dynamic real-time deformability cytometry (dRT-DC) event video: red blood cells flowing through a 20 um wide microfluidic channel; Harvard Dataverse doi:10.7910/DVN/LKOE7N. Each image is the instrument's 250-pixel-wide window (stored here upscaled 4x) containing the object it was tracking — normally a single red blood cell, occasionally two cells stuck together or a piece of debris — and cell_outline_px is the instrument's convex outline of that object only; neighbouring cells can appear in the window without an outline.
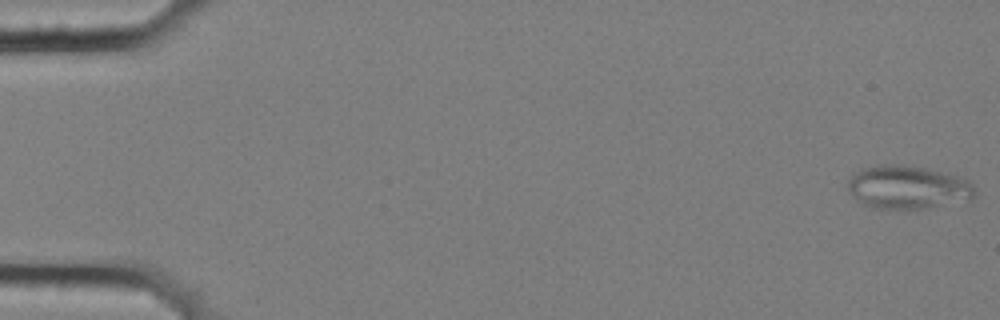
{"species": "common noctule bat (a hibernating species)", "species_latin": "Nyctalus noctula", "temperature_condition": "cold", "stored_images_in_passage": 57, "camera_frame_rate_fps": 3000, "um_per_image_px": 0.085, "animal": {"sex": "female", "body_mass_g": 25.1}, "frame": {"image": 1, "passage_image": 1, "time_ms": 0.0, "image_size_px": [1000, 320], "cell_outline_px": [[976, 196], [968, 200], [920, 208], [872, 208], [856, 200], [848, 188], [848, 180], [860, 168], [876, 164], [904, 164], [924, 168], [956, 176], [968, 180], [972, 184]], "centroid_in_image_um": [77.11, 15.9], "position_along_channel_um": 7.9, "area_um2": 31.73}}
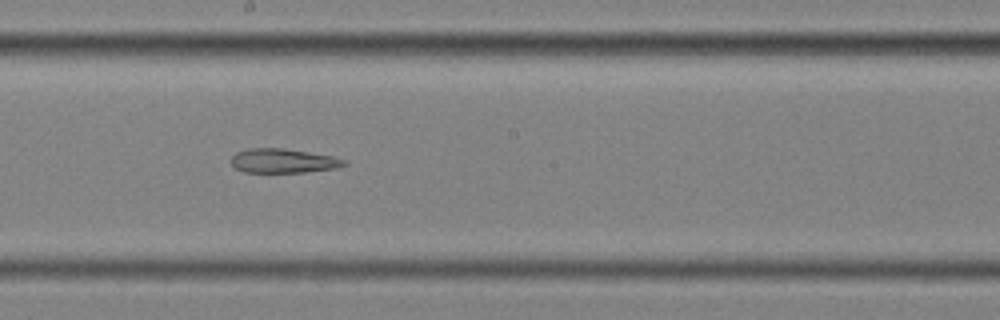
{"frame": {"image": 2, "passage_image": 32, "time_ms": 10.333, "image_size_px": [1000, 320], "cell_outline_px": [[348, 164], [336, 168], [304, 172], [244, 172], [236, 168], [232, 164], [232, 156], [236, 152], [248, 148], [284, 148], [332, 156], [344, 160]], "centroid_in_image_um": [24.06, 13.66], "position_along_channel_um": 224.1, "area_um2": 15.84}}
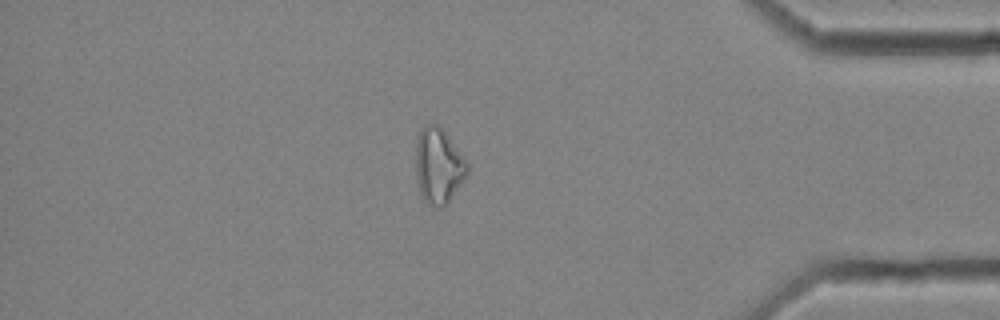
{"frame": {"image": 3, "passage_image": 49, "time_ms": 16.0, "image_size_px": [1000, 320], "cell_outline_px": [[468, 172], [464, 180], [448, 200], [440, 208], [436, 208], [428, 204], [424, 200], [420, 192], [416, 176], [416, 136], [420, 128], [424, 124], [436, 124], [448, 136], [468, 164]], "centroid_in_image_um": [37.23, 14.08], "position_along_channel_um": 398.0, "area_um2": 22.43}}